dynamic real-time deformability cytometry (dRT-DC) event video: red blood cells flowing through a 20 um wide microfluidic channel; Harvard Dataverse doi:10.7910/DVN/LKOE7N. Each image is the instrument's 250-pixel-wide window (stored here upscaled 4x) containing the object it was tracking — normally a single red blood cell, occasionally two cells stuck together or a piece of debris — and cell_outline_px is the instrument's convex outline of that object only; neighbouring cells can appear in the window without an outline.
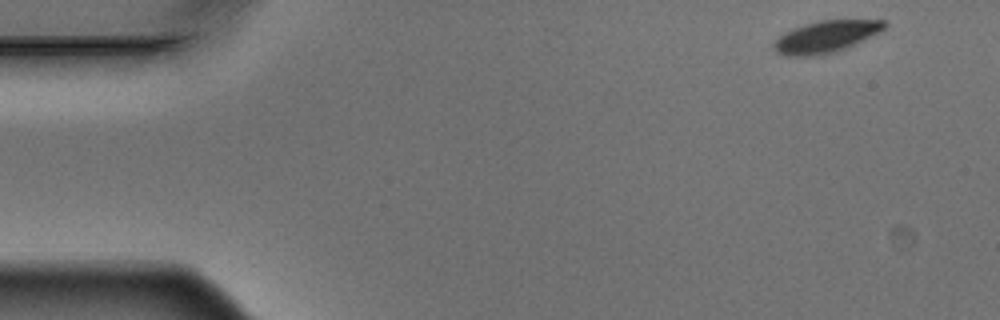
{"species": "Egyptian fruit bat (a non-hibernating species)", "species_latin": "Rousettus aegyptiacus", "temperature_condition": "warm", "stored_images_in_passage": 4, "camera_frame_rate_fps": 3000, "um_per_image_px": 0.085, "animal": {"sex": "male"}, "frame": {"image": 1, "passage_image": 1, "time_ms": 0.0, "image_size_px": [1000, 320], "cell_outline_px": [[888, 24], [880, 32], [848, 48], [836, 52], [816, 56], [788, 56], [776, 52], [772, 44], [784, 32], [792, 28], [804, 24], [820, 20], [884, 20]], "centroid_in_image_um": [70.21, 3.12], "position_along_channel_um": 14.8, "area_um2": 20.69}}
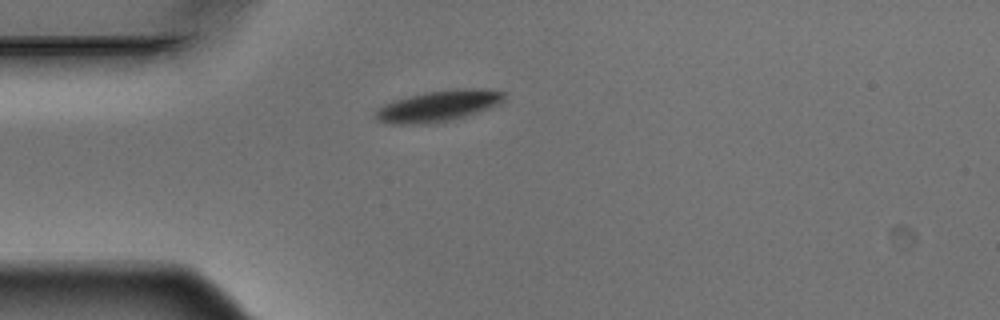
{"frame": {"image": 2, "passage_image": 4, "time_ms": 1.0, "image_size_px": [1000, 320], "cell_outline_px": [[504, 100], [500, 104], [480, 112], [448, 120], [412, 124], [392, 124], [376, 120], [376, 108], [384, 104], [408, 96], [424, 92], [452, 88], [480, 88], [504, 92]], "centroid_in_image_um": [37.28, 8.98], "position_along_channel_um": 47.7, "area_um2": 23.18}}